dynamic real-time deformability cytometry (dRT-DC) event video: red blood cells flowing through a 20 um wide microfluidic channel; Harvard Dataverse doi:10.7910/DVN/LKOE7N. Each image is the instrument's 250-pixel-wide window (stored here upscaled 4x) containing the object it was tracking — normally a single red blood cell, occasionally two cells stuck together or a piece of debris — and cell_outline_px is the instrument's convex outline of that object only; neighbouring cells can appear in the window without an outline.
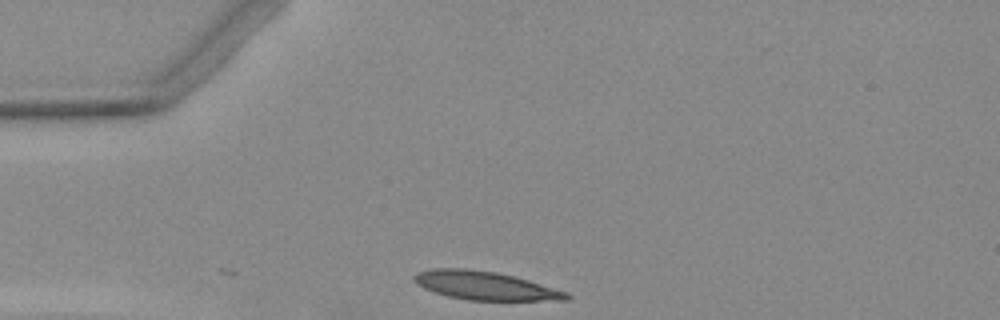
{"species": "Egyptian fruit bat (a non-hibernating species)", "species_latin": "Rousettus aegyptiacus", "temperature_condition": "warm", "stored_images_in_passage": 4, "segment_of_instrument_passage": [2, 2], "camera_frame_rate_fps": 3000, "um_per_image_px": 0.085, "animal": {"sex": "female"}, "frame": {"image": 1, "passage_image": 4, "time_ms": 3.667, "image_size_px": [1000, 320], "cell_outline_px": [[572, 296], [568, 300], [468, 300], [448, 296], [424, 288], [416, 284], [412, 276], [420, 272], [432, 268], [464, 268], [496, 272], [528, 280], [568, 292]], "centroid_in_image_um": [41.24, 24.28], "position_along_channel_um": 43.8, "area_um2": 25.09}}